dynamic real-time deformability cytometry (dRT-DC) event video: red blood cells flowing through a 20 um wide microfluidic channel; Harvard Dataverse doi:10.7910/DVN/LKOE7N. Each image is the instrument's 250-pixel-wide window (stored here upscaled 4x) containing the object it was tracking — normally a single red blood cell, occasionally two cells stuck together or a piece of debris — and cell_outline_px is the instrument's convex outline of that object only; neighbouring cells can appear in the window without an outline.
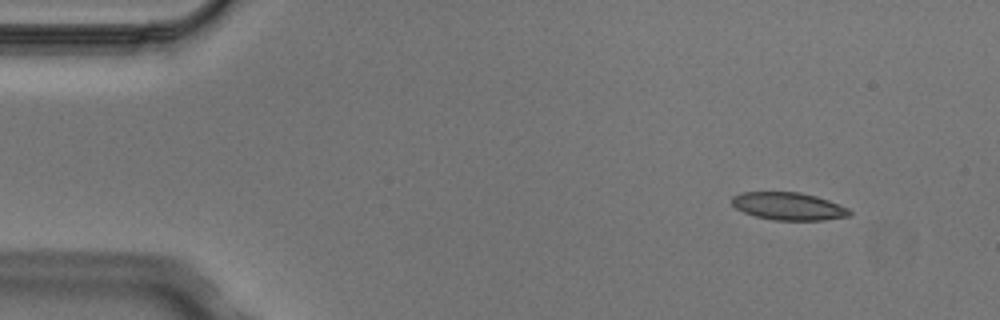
{"species": "Egyptian fruit bat (a non-hibernating species)", "species_latin": "Rousettus aegyptiacus", "temperature_condition": "cold", "stored_images_in_passage": 6, "camera_frame_rate_fps": 3000, "um_per_image_px": 0.085, "animal": {"sex": "male"}, "frame": {"image": 1, "passage_image": 1, "time_ms": 0.0, "image_size_px": [1000, 320], "cell_outline_px": [[852, 216], [824, 220], [772, 220], [756, 216], [744, 212], [736, 208], [732, 204], [732, 196], [740, 192], [800, 192], [816, 196], [828, 200], [848, 208], [852, 212]], "centroid_in_image_um": [67.04, 17.53], "position_along_channel_um": 18.0, "area_um2": 19.02}}
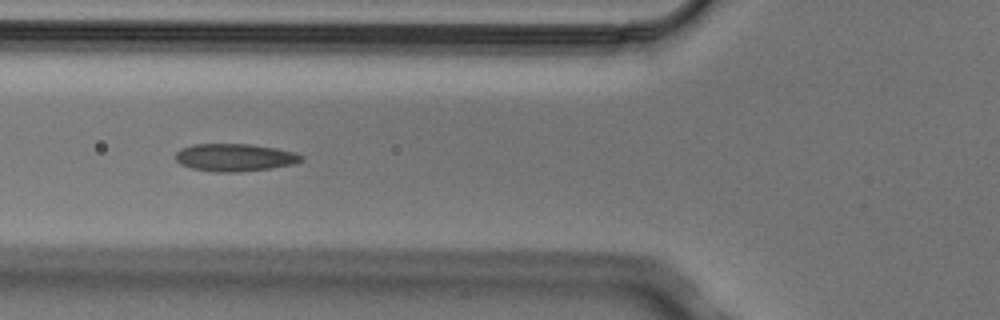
{"frame": {"image": 2, "passage_image": 5, "time_ms": 1.333, "image_size_px": [1000, 320], "cell_outline_px": [[304, 160], [296, 164], [240, 172], [216, 172], [192, 168], [180, 164], [176, 160], [176, 152], [180, 148], [192, 144], [252, 144], [276, 148], [296, 152], [304, 156]], "centroid_in_image_um": [19.98, 13.38], "position_along_channel_um": 105.8, "area_um2": 20.4}}
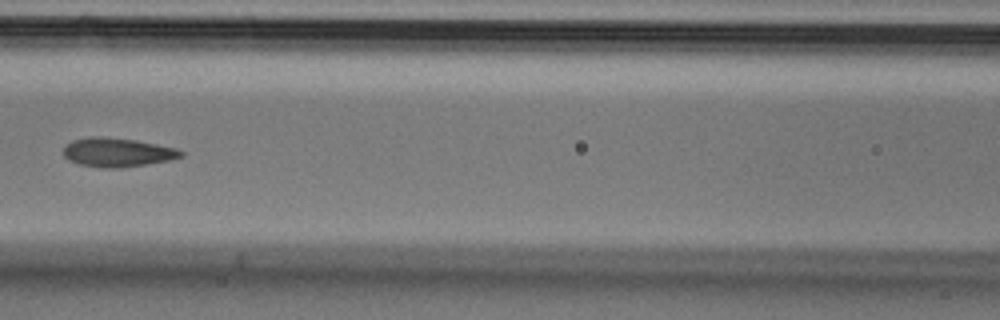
{"frame": {"image": 3, "passage_image": 6, "time_ms": 1.667, "image_size_px": [1000, 320], "cell_outline_px": [[184, 156], [172, 160], [116, 168], [104, 168], [80, 164], [68, 160], [64, 156], [64, 144], [72, 140], [92, 136], [100, 136], [136, 140], [176, 148], [184, 152]], "centroid_in_image_um": [9.97, 12.94], "position_along_channel_um": 156.6, "area_um2": 19.83}}